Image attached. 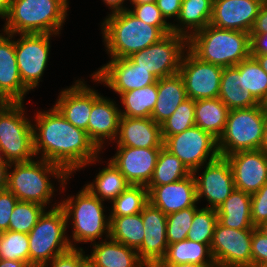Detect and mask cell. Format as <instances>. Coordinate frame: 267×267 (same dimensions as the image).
Wrapping results in <instances>:
<instances>
[{
  "label": "cell",
  "mask_w": 267,
  "mask_h": 267,
  "mask_svg": "<svg viewBox=\"0 0 267 267\" xmlns=\"http://www.w3.org/2000/svg\"><path fill=\"white\" fill-rule=\"evenodd\" d=\"M33 120L36 160L41 158L55 163L71 176L87 165L101 161V150L87 132L68 122L54 106L47 111H38Z\"/></svg>",
  "instance_id": "cell-1"
},
{
  "label": "cell",
  "mask_w": 267,
  "mask_h": 267,
  "mask_svg": "<svg viewBox=\"0 0 267 267\" xmlns=\"http://www.w3.org/2000/svg\"><path fill=\"white\" fill-rule=\"evenodd\" d=\"M13 166V169H11ZM58 179L61 192L70 176L61 166L39 158L37 161L11 163L8 168L7 189L19 201L32 202L44 207L52 203L55 188L51 176Z\"/></svg>",
  "instance_id": "cell-2"
},
{
  "label": "cell",
  "mask_w": 267,
  "mask_h": 267,
  "mask_svg": "<svg viewBox=\"0 0 267 267\" xmlns=\"http://www.w3.org/2000/svg\"><path fill=\"white\" fill-rule=\"evenodd\" d=\"M100 26L110 58H128L166 36L160 28L138 19L129 10L109 14Z\"/></svg>",
  "instance_id": "cell-3"
},
{
  "label": "cell",
  "mask_w": 267,
  "mask_h": 267,
  "mask_svg": "<svg viewBox=\"0 0 267 267\" xmlns=\"http://www.w3.org/2000/svg\"><path fill=\"white\" fill-rule=\"evenodd\" d=\"M68 0H12L2 31L57 36L67 18Z\"/></svg>",
  "instance_id": "cell-4"
},
{
  "label": "cell",
  "mask_w": 267,
  "mask_h": 267,
  "mask_svg": "<svg viewBox=\"0 0 267 267\" xmlns=\"http://www.w3.org/2000/svg\"><path fill=\"white\" fill-rule=\"evenodd\" d=\"M188 49L204 62L232 67L250 56V33L209 24L188 38Z\"/></svg>",
  "instance_id": "cell-5"
},
{
  "label": "cell",
  "mask_w": 267,
  "mask_h": 267,
  "mask_svg": "<svg viewBox=\"0 0 267 267\" xmlns=\"http://www.w3.org/2000/svg\"><path fill=\"white\" fill-rule=\"evenodd\" d=\"M59 203L65 213L67 226L72 219V241H69L72 248H77L76 243H96L104 234L105 239L109 238L110 216L104 213L106 208L103 201L85 186L76 196H67Z\"/></svg>",
  "instance_id": "cell-6"
},
{
  "label": "cell",
  "mask_w": 267,
  "mask_h": 267,
  "mask_svg": "<svg viewBox=\"0 0 267 267\" xmlns=\"http://www.w3.org/2000/svg\"><path fill=\"white\" fill-rule=\"evenodd\" d=\"M52 205L28 233L30 267H45L54 257L72 248L69 242L71 238L66 235L65 213L60 203Z\"/></svg>",
  "instance_id": "cell-7"
},
{
  "label": "cell",
  "mask_w": 267,
  "mask_h": 267,
  "mask_svg": "<svg viewBox=\"0 0 267 267\" xmlns=\"http://www.w3.org/2000/svg\"><path fill=\"white\" fill-rule=\"evenodd\" d=\"M266 113L261 104L229 110L223 133L217 140L221 157L238 151L259 150Z\"/></svg>",
  "instance_id": "cell-8"
},
{
  "label": "cell",
  "mask_w": 267,
  "mask_h": 267,
  "mask_svg": "<svg viewBox=\"0 0 267 267\" xmlns=\"http://www.w3.org/2000/svg\"><path fill=\"white\" fill-rule=\"evenodd\" d=\"M24 102H10L0 112V148L7 163L33 160V121L25 117Z\"/></svg>",
  "instance_id": "cell-9"
},
{
  "label": "cell",
  "mask_w": 267,
  "mask_h": 267,
  "mask_svg": "<svg viewBox=\"0 0 267 267\" xmlns=\"http://www.w3.org/2000/svg\"><path fill=\"white\" fill-rule=\"evenodd\" d=\"M187 49L188 38L172 32L128 58L136 67H141L161 79L179 73L181 60Z\"/></svg>",
  "instance_id": "cell-10"
},
{
  "label": "cell",
  "mask_w": 267,
  "mask_h": 267,
  "mask_svg": "<svg viewBox=\"0 0 267 267\" xmlns=\"http://www.w3.org/2000/svg\"><path fill=\"white\" fill-rule=\"evenodd\" d=\"M162 139L163 147L177 156L191 173L220 156L217 139L198 126Z\"/></svg>",
  "instance_id": "cell-11"
},
{
  "label": "cell",
  "mask_w": 267,
  "mask_h": 267,
  "mask_svg": "<svg viewBox=\"0 0 267 267\" xmlns=\"http://www.w3.org/2000/svg\"><path fill=\"white\" fill-rule=\"evenodd\" d=\"M48 33L18 34L15 40L16 61L23 85L29 90L35 89L44 74L50 54Z\"/></svg>",
  "instance_id": "cell-12"
},
{
  "label": "cell",
  "mask_w": 267,
  "mask_h": 267,
  "mask_svg": "<svg viewBox=\"0 0 267 267\" xmlns=\"http://www.w3.org/2000/svg\"><path fill=\"white\" fill-rule=\"evenodd\" d=\"M253 229L227 228L217 222L210 245L218 267H252Z\"/></svg>",
  "instance_id": "cell-13"
},
{
  "label": "cell",
  "mask_w": 267,
  "mask_h": 267,
  "mask_svg": "<svg viewBox=\"0 0 267 267\" xmlns=\"http://www.w3.org/2000/svg\"><path fill=\"white\" fill-rule=\"evenodd\" d=\"M185 53L179 74L184 81L187 97L195 101L217 98L223 68L200 60L189 49Z\"/></svg>",
  "instance_id": "cell-14"
},
{
  "label": "cell",
  "mask_w": 267,
  "mask_h": 267,
  "mask_svg": "<svg viewBox=\"0 0 267 267\" xmlns=\"http://www.w3.org/2000/svg\"><path fill=\"white\" fill-rule=\"evenodd\" d=\"M202 168L204 171L200 175L198 171ZM192 174L196 184L197 202L204 197L209 203L206 205L207 208L217 209L235 188L233 173L225 157L219 156Z\"/></svg>",
  "instance_id": "cell-15"
},
{
  "label": "cell",
  "mask_w": 267,
  "mask_h": 267,
  "mask_svg": "<svg viewBox=\"0 0 267 267\" xmlns=\"http://www.w3.org/2000/svg\"><path fill=\"white\" fill-rule=\"evenodd\" d=\"M91 77L94 82L102 83L118 96L130 90L146 87L157 82V78L147 70L136 67L129 58H110Z\"/></svg>",
  "instance_id": "cell-16"
},
{
  "label": "cell",
  "mask_w": 267,
  "mask_h": 267,
  "mask_svg": "<svg viewBox=\"0 0 267 267\" xmlns=\"http://www.w3.org/2000/svg\"><path fill=\"white\" fill-rule=\"evenodd\" d=\"M225 158L236 189L252 195L267 182V155L261 150L238 151Z\"/></svg>",
  "instance_id": "cell-17"
},
{
  "label": "cell",
  "mask_w": 267,
  "mask_h": 267,
  "mask_svg": "<svg viewBox=\"0 0 267 267\" xmlns=\"http://www.w3.org/2000/svg\"><path fill=\"white\" fill-rule=\"evenodd\" d=\"M85 83L84 79L76 80L74 85L61 90L53 106L68 122L88 134L92 105L101 94Z\"/></svg>",
  "instance_id": "cell-18"
},
{
  "label": "cell",
  "mask_w": 267,
  "mask_h": 267,
  "mask_svg": "<svg viewBox=\"0 0 267 267\" xmlns=\"http://www.w3.org/2000/svg\"><path fill=\"white\" fill-rule=\"evenodd\" d=\"M116 154L109 158L131 185L147 186L152 178L161 148L116 146Z\"/></svg>",
  "instance_id": "cell-19"
},
{
  "label": "cell",
  "mask_w": 267,
  "mask_h": 267,
  "mask_svg": "<svg viewBox=\"0 0 267 267\" xmlns=\"http://www.w3.org/2000/svg\"><path fill=\"white\" fill-rule=\"evenodd\" d=\"M144 239L137 250L139 258L148 266L155 267L164 257L168 242L166 238L167 215L148 202L141 212Z\"/></svg>",
  "instance_id": "cell-20"
},
{
  "label": "cell",
  "mask_w": 267,
  "mask_h": 267,
  "mask_svg": "<svg viewBox=\"0 0 267 267\" xmlns=\"http://www.w3.org/2000/svg\"><path fill=\"white\" fill-rule=\"evenodd\" d=\"M265 0H213L210 24L220 29L250 33Z\"/></svg>",
  "instance_id": "cell-21"
},
{
  "label": "cell",
  "mask_w": 267,
  "mask_h": 267,
  "mask_svg": "<svg viewBox=\"0 0 267 267\" xmlns=\"http://www.w3.org/2000/svg\"><path fill=\"white\" fill-rule=\"evenodd\" d=\"M146 188L148 189L149 202L166 215L198 204L196 184L192 173L174 183L146 186Z\"/></svg>",
  "instance_id": "cell-22"
},
{
  "label": "cell",
  "mask_w": 267,
  "mask_h": 267,
  "mask_svg": "<svg viewBox=\"0 0 267 267\" xmlns=\"http://www.w3.org/2000/svg\"><path fill=\"white\" fill-rule=\"evenodd\" d=\"M14 36L4 31L0 33V96L9 102H24L29 90L19 73Z\"/></svg>",
  "instance_id": "cell-23"
},
{
  "label": "cell",
  "mask_w": 267,
  "mask_h": 267,
  "mask_svg": "<svg viewBox=\"0 0 267 267\" xmlns=\"http://www.w3.org/2000/svg\"><path fill=\"white\" fill-rule=\"evenodd\" d=\"M115 101L100 95L92 105L88 136L102 151L105 141H115L119 131L120 109Z\"/></svg>",
  "instance_id": "cell-24"
},
{
  "label": "cell",
  "mask_w": 267,
  "mask_h": 267,
  "mask_svg": "<svg viewBox=\"0 0 267 267\" xmlns=\"http://www.w3.org/2000/svg\"><path fill=\"white\" fill-rule=\"evenodd\" d=\"M116 146L134 148H162L161 125L151 118L121 116Z\"/></svg>",
  "instance_id": "cell-25"
},
{
  "label": "cell",
  "mask_w": 267,
  "mask_h": 267,
  "mask_svg": "<svg viewBox=\"0 0 267 267\" xmlns=\"http://www.w3.org/2000/svg\"><path fill=\"white\" fill-rule=\"evenodd\" d=\"M103 240L92 243L91 255L87 254V260L94 267H148L136 250L110 237Z\"/></svg>",
  "instance_id": "cell-26"
},
{
  "label": "cell",
  "mask_w": 267,
  "mask_h": 267,
  "mask_svg": "<svg viewBox=\"0 0 267 267\" xmlns=\"http://www.w3.org/2000/svg\"><path fill=\"white\" fill-rule=\"evenodd\" d=\"M157 90L158 98L151 119L161 125L188 97L184 81L179 73L158 79Z\"/></svg>",
  "instance_id": "cell-27"
},
{
  "label": "cell",
  "mask_w": 267,
  "mask_h": 267,
  "mask_svg": "<svg viewBox=\"0 0 267 267\" xmlns=\"http://www.w3.org/2000/svg\"><path fill=\"white\" fill-rule=\"evenodd\" d=\"M218 222L227 228L254 229L251 218V195L234 188L226 200L216 209Z\"/></svg>",
  "instance_id": "cell-28"
},
{
  "label": "cell",
  "mask_w": 267,
  "mask_h": 267,
  "mask_svg": "<svg viewBox=\"0 0 267 267\" xmlns=\"http://www.w3.org/2000/svg\"><path fill=\"white\" fill-rule=\"evenodd\" d=\"M213 0H182L178 24H172V32L189 38L208 26L212 19Z\"/></svg>",
  "instance_id": "cell-29"
},
{
  "label": "cell",
  "mask_w": 267,
  "mask_h": 267,
  "mask_svg": "<svg viewBox=\"0 0 267 267\" xmlns=\"http://www.w3.org/2000/svg\"><path fill=\"white\" fill-rule=\"evenodd\" d=\"M181 263L216 265L208 244L185 239L168 244L164 257L156 266H169Z\"/></svg>",
  "instance_id": "cell-30"
},
{
  "label": "cell",
  "mask_w": 267,
  "mask_h": 267,
  "mask_svg": "<svg viewBox=\"0 0 267 267\" xmlns=\"http://www.w3.org/2000/svg\"><path fill=\"white\" fill-rule=\"evenodd\" d=\"M228 107L217 97L195 101V126L210 133L217 140L224 131Z\"/></svg>",
  "instance_id": "cell-31"
},
{
  "label": "cell",
  "mask_w": 267,
  "mask_h": 267,
  "mask_svg": "<svg viewBox=\"0 0 267 267\" xmlns=\"http://www.w3.org/2000/svg\"><path fill=\"white\" fill-rule=\"evenodd\" d=\"M92 181L84 186L100 200L110 202L131 185L110 160Z\"/></svg>",
  "instance_id": "cell-32"
},
{
  "label": "cell",
  "mask_w": 267,
  "mask_h": 267,
  "mask_svg": "<svg viewBox=\"0 0 267 267\" xmlns=\"http://www.w3.org/2000/svg\"><path fill=\"white\" fill-rule=\"evenodd\" d=\"M218 98L229 110L260 105L250 92L239 86V70L235 66L223 68Z\"/></svg>",
  "instance_id": "cell-33"
},
{
  "label": "cell",
  "mask_w": 267,
  "mask_h": 267,
  "mask_svg": "<svg viewBox=\"0 0 267 267\" xmlns=\"http://www.w3.org/2000/svg\"><path fill=\"white\" fill-rule=\"evenodd\" d=\"M158 98L157 82L143 88L130 90L120 95L124 109L121 116L151 118Z\"/></svg>",
  "instance_id": "cell-34"
},
{
  "label": "cell",
  "mask_w": 267,
  "mask_h": 267,
  "mask_svg": "<svg viewBox=\"0 0 267 267\" xmlns=\"http://www.w3.org/2000/svg\"><path fill=\"white\" fill-rule=\"evenodd\" d=\"M141 213L136 215L110 217V238L129 248L138 250L144 239Z\"/></svg>",
  "instance_id": "cell-35"
},
{
  "label": "cell",
  "mask_w": 267,
  "mask_h": 267,
  "mask_svg": "<svg viewBox=\"0 0 267 267\" xmlns=\"http://www.w3.org/2000/svg\"><path fill=\"white\" fill-rule=\"evenodd\" d=\"M235 67L239 70V86L261 104L267 96V74L255 57L249 56Z\"/></svg>",
  "instance_id": "cell-36"
},
{
  "label": "cell",
  "mask_w": 267,
  "mask_h": 267,
  "mask_svg": "<svg viewBox=\"0 0 267 267\" xmlns=\"http://www.w3.org/2000/svg\"><path fill=\"white\" fill-rule=\"evenodd\" d=\"M191 174L182 161L162 147L160 149L152 178L147 186H158L177 182Z\"/></svg>",
  "instance_id": "cell-37"
},
{
  "label": "cell",
  "mask_w": 267,
  "mask_h": 267,
  "mask_svg": "<svg viewBox=\"0 0 267 267\" xmlns=\"http://www.w3.org/2000/svg\"><path fill=\"white\" fill-rule=\"evenodd\" d=\"M149 202L148 189L143 185H130L114 201L109 214L110 217L136 215L143 211Z\"/></svg>",
  "instance_id": "cell-38"
},
{
  "label": "cell",
  "mask_w": 267,
  "mask_h": 267,
  "mask_svg": "<svg viewBox=\"0 0 267 267\" xmlns=\"http://www.w3.org/2000/svg\"><path fill=\"white\" fill-rule=\"evenodd\" d=\"M0 259L23 261L30 266L28 234L11 230L1 232Z\"/></svg>",
  "instance_id": "cell-39"
},
{
  "label": "cell",
  "mask_w": 267,
  "mask_h": 267,
  "mask_svg": "<svg viewBox=\"0 0 267 267\" xmlns=\"http://www.w3.org/2000/svg\"><path fill=\"white\" fill-rule=\"evenodd\" d=\"M217 222L216 209L207 207L197 209L186 239L210 246Z\"/></svg>",
  "instance_id": "cell-40"
},
{
  "label": "cell",
  "mask_w": 267,
  "mask_h": 267,
  "mask_svg": "<svg viewBox=\"0 0 267 267\" xmlns=\"http://www.w3.org/2000/svg\"><path fill=\"white\" fill-rule=\"evenodd\" d=\"M46 209L36 203L18 201L10 216L9 230L28 234Z\"/></svg>",
  "instance_id": "cell-41"
},
{
  "label": "cell",
  "mask_w": 267,
  "mask_h": 267,
  "mask_svg": "<svg viewBox=\"0 0 267 267\" xmlns=\"http://www.w3.org/2000/svg\"><path fill=\"white\" fill-rule=\"evenodd\" d=\"M195 126V100L187 98L176 111L161 124L162 137H169L182 133Z\"/></svg>",
  "instance_id": "cell-42"
},
{
  "label": "cell",
  "mask_w": 267,
  "mask_h": 267,
  "mask_svg": "<svg viewBox=\"0 0 267 267\" xmlns=\"http://www.w3.org/2000/svg\"><path fill=\"white\" fill-rule=\"evenodd\" d=\"M197 204L167 215L166 238L168 244L185 240L190 230Z\"/></svg>",
  "instance_id": "cell-43"
},
{
  "label": "cell",
  "mask_w": 267,
  "mask_h": 267,
  "mask_svg": "<svg viewBox=\"0 0 267 267\" xmlns=\"http://www.w3.org/2000/svg\"><path fill=\"white\" fill-rule=\"evenodd\" d=\"M133 9L128 10L134 14L138 19L144 21L145 23L157 26L166 35L172 33L171 25L172 23L165 21L161 15L160 9L157 7L156 2L145 3V4H135L132 6Z\"/></svg>",
  "instance_id": "cell-44"
},
{
  "label": "cell",
  "mask_w": 267,
  "mask_h": 267,
  "mask_svg": "<svg viewBox=\"0 0 267 267\" xmlns=\"http://www.w3.org/2000/svg\"><path fill=\"white\" fill-rule=\"evenodd\" d=\"M251 218L254 227L267 221V182L251 195Z\"/></svg>",
  "instance_id": "cell-45"
},
{
  "label": "cell",
  "mask_w": 267,
  "mask_h": 267,
  "mask_svg": "<svg viewBox=\"0 0 267 267\" xmlns=\"http://www.w3.org/2000/svg\"><path fill=\"white\" fill-rule=\"evenodd\" d=\"M87 261L83 248H71L54 257L45 267H82Z\"/></svg>",
  "instance_id": "cell-46"
},
{
  "label": "cell",
  "mask_w": 267,
  "mask_h": 267,
  "mask_svg": "<svg viewBox=\"0 0 267 267\" xmlns=\"http://www.w3.org/2000/svg\"><path fill=\"white\" fill-rule=\"evenodd\" d=\"M252 267L267 263V237L257 228L253 229L251 241Z\"/></svg>",
  "instance_id": "cell-47"
},
{
  "label": "cell",
  "mask_w": 267,
  "mask_h": 267,
  "mask_svg": "<svg viewBox=\"0 0 267 267\" xmlns=\"http://www.w3.org/2000/svg\"><path fill=\"white\" fill-rule=\"evenodd\" d=\"M18 201L8 189L0 191V233L9 230L10 216Z\"/></svg>",
  "instance_id": "cell-48"
},
{
  "label": "cell",
  "mask_w": 267,
  "mask_h": 267,
  "mask_svg": "<svg viewBox=\"0 0 267 267\" xmlns=\"http://www.w3.org/2000/svg\"><path fill=\"white\" fill-rule=\"evenodd\" d=\"M181 4L182 0H156V5L160 9L161 15L165 21L169 18H175L174 21L177 20Z\"/></svg>",
  "instance_id": "cell-49"
},
{
  "label": "cell",
  "mask_w": 267,
  "mask_h": 267,
  "mask_svg": "<svg viewBox=\"0 0 267 267\" xmlns=\"http://www.w3.org/2000/svg\"><path fill=\"white\" fill-rule=\"evenodd\" d=\"M267 54V33H250V55Z\"/></svg>",
  "instance_id": "cell-50"
},
{
  "label": "cell",
  "mask_w": 267,
  "mask_h": 267,
  "mask_svg": "<svg viewBox=\"0 0 267 267\" xmlns=\"http://www.w3.org/2000/svg\"><path fill=\"white\" fill-rule=\"evenodd\" d=\"M250 33H267V0L261 6Z\"/></svg>",
  "instance_id": "cell-51"
},
{
  "label": "cell",
  "mask_w": 267,
  "mask_h": 267,
  "mask_svg": "<svg viewBox=\"0 0 267 267\" xmlns=\"http://www.w3.org/2000/svg\"><path fill=\"white\" fill-rule=\"evenodd\" d=\"M102 1L111 10L110 14L129 9L128 7L124 6L126 0H102Z\"/></svg>",
  "instance_id": "cell-52"
},
{
  "label": "cell",
  "mask_w": 267,
  "mask_h": 267,
  "mask_svg": "<svg viewBox=\"0 0 267 267\" xmlns=\"http://www.w3.org/2000/svg\"><path fill=\"white\" fill-rule=\"evenodd\" d=\"M9 165H0V191L7 189Z\"/></svg>",
  "instance_id": "cell-53"
},
{
  "label": "cell",
  "mask_w": 267,
  "mask_h": 267,
  "mask_svg": "<svg viewBox=\"0 0 267 267\" xmlns=\"http://www.w3.org/2000/svg\"><path fill=\"white\" fill-rule=\"evenodd\" d=\"M0 267H30L23 261L0 259Z\"/></svg>",
  "instance_id": "cell-54"
},
{
  "label": "cell",
  "mask_w": 267,
  "mask_h": 267,
  "mask_svg": "<svg viewBox=\"0 0 267 267\" xmlns=\"http://www.w3.org/2000/svg\"><path fill=\"white\" fill-rule=\"evenodd\" d=\"M12 0H0V18L5 19L10 9Z\"/></svg>",
  "instance_id": "cell-55"
},
{
  "label": "cell",
  "mask_w": 267,
  "mask_h": 267,
  "mask_svg": "<svg viewBox=\"0 0 267 267\" xmlns=\"http://www.w3.org/2000/svg\"><path fill=\"white\" fill-rule=\"evenodd\" d=\"M259 150H261L267 155V115H266L264 131H263L262 141H261Z\"/></svg>",
  "instance_id": "cell-56"
},
{
  "label": "cell",
  "mask_w": 267,
  "mask_h": 267,
  "mask_svg": "<svg viewBox=\"0 0 267 267\" xmlns=\"http://www.w3.org/2000/svg\"><path fill=\"white\" fill-rule=\"evenodd\" d=\"M256 58L258 63L260 64L261 68L267 74V54L264 55H250Z\"/></svg>",
  "instance_id": "cell-57"
},
{
  "label": "cell",
  "mask_w": 267,
  "mask_h": 267,
  "mask_svg": "<svg viewBox=\"0 0 267 267\" xmlns=\"http://www.w3.org/2000/svg\"><path fill=\"white\" fill-rule=\"evenodd\" d=\"M155 267H218L217 265H198L192 263H181L177 265H169V266H155Z\"/></svg>",
  "instance_id": "cell-58"
},
{
  "label": "cell",
  "mask_w": 267,
  "mask_h": 267,
  "mask_svg": "<svg viewBox=\"0 0 267 267\" xmlns=\"http://www.w3.org/2000/svg\"><path fill=\"white\" fill-rule=\"evenodd\" d=\"M129 1H130V4H132V5L156 2V0H129Z\"/></svg>",
  "instance_id": "cell-59"
},
{
  "label": "cell",
  "mask_w": 267,
  "mask_h": 267,
  "mask_svg": "<svg viewBox=\"0 0 267 267\" xmlns=\"http://www.w3.org/2000/svg\"><path fill=\"white\" fill-rule=\"evenodd\" d=\"M267 237V221L257 227Z\"/></svg>",
  "instance_id": "cell-60"
},
{
  "label": "cell",
  "mask_w": 267,
  "mask_h": 267,
  "mask_svg": "<svg viewBox=\"0 0 267 267\" xmlns=\"http://www.w3.org/2000/svg\"><path fill=\"white\" fill-rule=\"evenodd\" d=\"M10 102L6 99H0V112L9 104Z\"/></svg>",
  "instance_id": "cell-61"
},
{
  "label": "cell",
  "mask_w": 267,
  "mask_h": 267,
  "mask_svg": "<svg viewBox=\"0 0 267 267\" xmlns=\"http://www.w3.org/2000/svg\"><path fill=\"white\" fill-rule=\"evenodd\" d=\"M0 165H10L5 161L1 148H0Z\"/></svg>",
  "instance_id": "cell-62"
},
{
  "label": "cell",
  "mask_w": 267,
  "mask_h": 267,
  "mask_svg": "<svg viewBox=\"0 0 267 267\" xmlns=\"http://www.w3.org/2000/svg\"><path fill=\"white\" fill-rule=\"evenodd\" d=\"M261 106H262V109L264 110V112L267 114V96H266L265 99L261 102Z\"/></svg>",
  "instance_id": "cell-63"
},
{
  "label": "cell",
  "mask_w": 267,
  "mask_h": 267,
  "mask_svg": "<svg viewBox=\"0 0 267 267\" xmlns=\"http://www.w3.org/2000/svg\"><path fill=\"white\" fill-rule=\"evenodd\" d=\"M82 267H94L89 261H87Z\"/></svg>",
  "instance_id": "cell-64"
},
{
  "label": "cell",
  "mask_w": 267,
  "mask_h": 267,
  "mask_svg": "<svg viewBox=\"0 0 267 267\" xmlns=\"http://www.w3.org/2000/svg\"><path fill=\"white\" fill-rule=\"evenodd\" d=\"M260 267H267V263H266V264H264V265H262V266H260Z\"/></svg>",
  "instance_id": "cell-65"
}]
</instances>
